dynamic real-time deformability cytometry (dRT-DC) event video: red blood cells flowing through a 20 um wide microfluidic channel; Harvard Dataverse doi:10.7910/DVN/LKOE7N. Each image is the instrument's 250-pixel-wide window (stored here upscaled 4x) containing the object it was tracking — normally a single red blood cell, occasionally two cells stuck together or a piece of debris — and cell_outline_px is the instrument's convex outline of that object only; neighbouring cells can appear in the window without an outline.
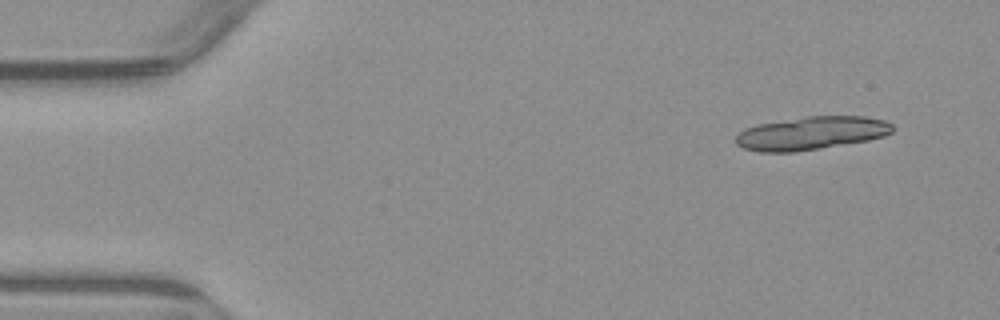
{"species": "common noctule bat (a hibernating species)", "species_latin": "Nyctalus noctula", "temperature_condition": "warm", "stored_images_in_passage": 4, "camera_frame_rate_fps": 3000, "um_per_image_px": 0.085, "animal": {"sex": "male", "body_mass_g": 23.1, "forearm_length_mm": 52.7}, "frame": {"image": 1, "passage_image": 1, "time_ms": 0.0, "image_size_px": [1000, 320], "cell_outline_px": [[892, 132], [884, 136], [868, 140], [820, 148], [792, 152], [760, 152], [744, 148], [736, 144], [736, 136], [744, 128], [756, 124], [804, 116], [864, 116], [884, 120], [892, 124]], "centroid_in_image_um": [68.93, 11.31], "position_along_channel_um": 16.1, "area_um2": 30.35}}